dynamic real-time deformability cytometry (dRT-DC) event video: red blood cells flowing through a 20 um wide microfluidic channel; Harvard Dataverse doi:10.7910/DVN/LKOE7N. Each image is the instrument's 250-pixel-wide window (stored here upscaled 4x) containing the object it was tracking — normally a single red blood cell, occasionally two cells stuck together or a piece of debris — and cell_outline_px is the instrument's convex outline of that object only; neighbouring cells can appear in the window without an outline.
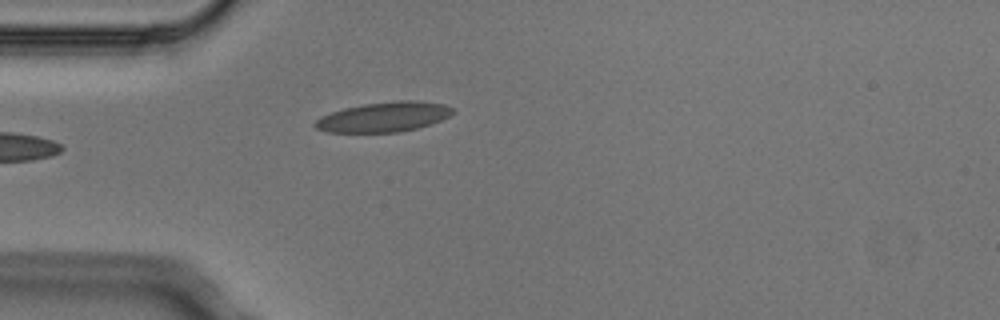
{"species": "Egyptian fruit bat (a non-hibernating species)", "species_latin": "Rousettus aegyptiacus", "temperature_condition": "cold", "stored_images_in_passage": 4, "camera_frame_rate_fps": 3000, "um_per_image_px": 0.085, "animal": {"sex": "male"}, "frame": {"image": 1, "passage_image": 4, "time_ms": 1.0, "image_size_px": [1000, 320], "cell_outline_px": [[456, 112], [432, 124], [400, 132], [328, 132], [316, 128], [312, 124], [320, 116], [344, 108], [364, 104], [400, 100], [416, 100], [444, 104], [456, 108]], "centroid_in_image_um": [32.66, 9.93], "position_along_channel_um": 52.3, "area_um2": 24.04}}